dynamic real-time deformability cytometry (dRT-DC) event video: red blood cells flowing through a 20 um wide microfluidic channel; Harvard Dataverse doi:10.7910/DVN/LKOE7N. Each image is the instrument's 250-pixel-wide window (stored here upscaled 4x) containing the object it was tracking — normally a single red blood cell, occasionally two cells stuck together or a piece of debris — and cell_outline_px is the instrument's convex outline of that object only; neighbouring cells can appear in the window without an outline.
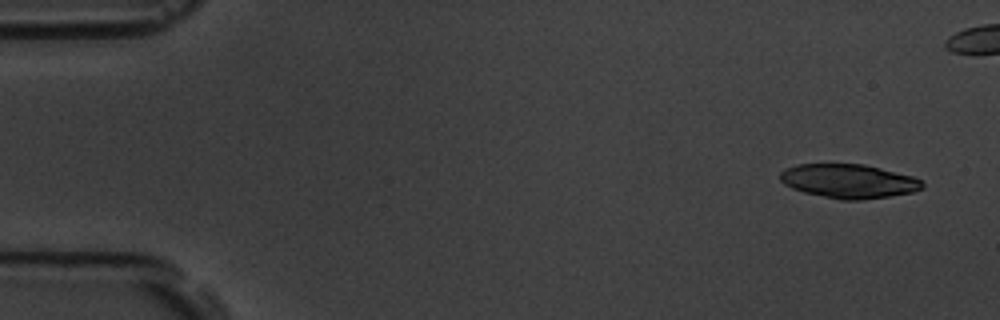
{"species": "common noctule bat (a hibernating species)", "species_latin": "Nyctalus noctula", "temperature_condition": "room temperature", "stored_images_in_passage": 5, "camera_frame_rate_fps": 3000, "um_per_image_px": 0.085, "animal": {"sex": "male", "body_mass_g": 19.5, "forearm_length_mm": 54.6}, "frame": {"image": 1, "passage_image": 1, "time_ms": 0.0, "image_size_px": [1000, 320], "cell_outline_px": [[924, 188], [912, 192], [888, 196], [860, 200], [840, 200], [804, 192], [792, 188], [784, 184], [780, 180], [780, 172], [784, 168], [796, 164], [864, 164], [912, 176], [920, 180], [924, 184]], "centroid_in_image_um": [72.11, 15.39], "position_along_channel_um": 12.9, "area_um2": 28.15}}